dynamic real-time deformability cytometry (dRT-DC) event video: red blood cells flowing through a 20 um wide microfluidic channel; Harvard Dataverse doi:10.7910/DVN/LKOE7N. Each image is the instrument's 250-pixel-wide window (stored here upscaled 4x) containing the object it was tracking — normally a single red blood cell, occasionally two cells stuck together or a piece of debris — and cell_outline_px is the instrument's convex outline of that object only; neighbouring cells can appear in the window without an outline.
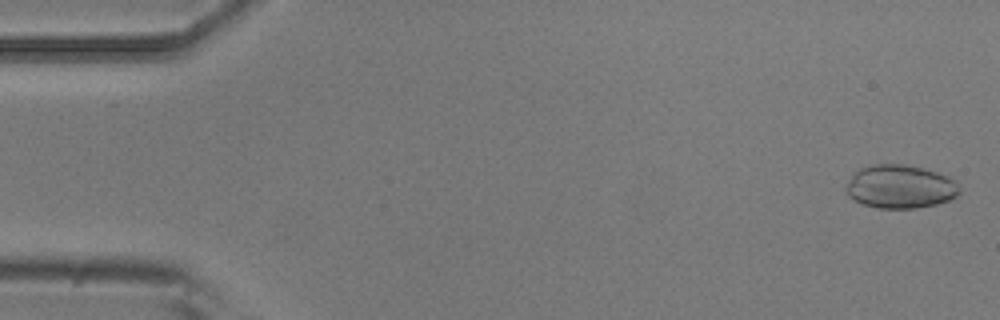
{"species": "common noctule bat (a hibernating species)", "species_latin": "Nyctalus noctula", "temperature_condition": "room temperature", "stored_images_in_passage": 4, "camera_frame_rate_fps": 3000, "um_per_image_px": 0.085, "animal": {"sex": "male", "body_mass_g": 20.5, "forearm_length_mm": 52.5}, "frame": {"image": 1, "passage_image": 1, "time_ms": 0.0, "image_size_px": [1000, 320], "cell_outline_px": [[960, 192], [956, 196], [948, 200], [936, 204], [916, 208], [876, 208], [860, 204], [848, 196], [844, 188], [848, 180], [860, 168], [872, 164], [904, 164], [936, 172], [948, 176], [960, 188]], "centroid_in_image_um": [76.46, 15.87], "position_along_channel_um": 8.5, "area_um2": 28.73}}